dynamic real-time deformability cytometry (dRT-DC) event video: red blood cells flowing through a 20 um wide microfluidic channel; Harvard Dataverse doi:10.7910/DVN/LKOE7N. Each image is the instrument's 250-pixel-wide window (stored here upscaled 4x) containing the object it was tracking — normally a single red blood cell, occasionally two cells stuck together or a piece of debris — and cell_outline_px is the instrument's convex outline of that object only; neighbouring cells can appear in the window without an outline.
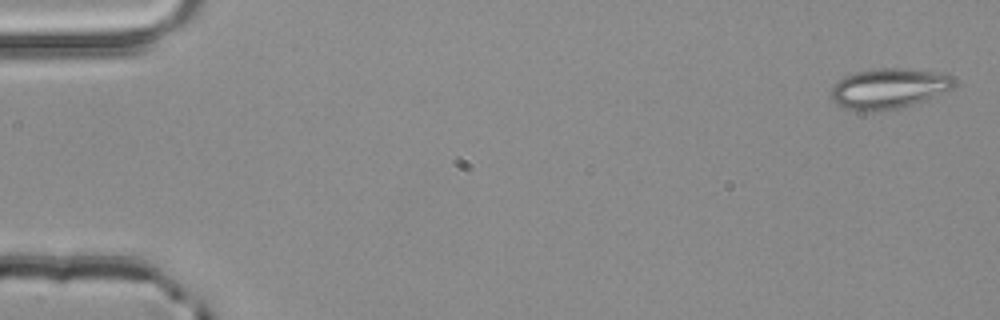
{"species": "common noctule bat (a hibernating species)", "species_latin": "Nyctalus noctula", "temperature_condition": "room temperature", "stored_images_in_passage": 4, "camera_frame_rate_fps": 3000, "um_per_image_px": 0.085, "animal": {"sex": "male", "body_mass_g": 20.4}, "frame": {"image": 1, "passage_image": 1, "time_ms": 0.0, "image_size_px": [1000, 320], "cell_outline_px": [[952, 92], [912, 104], [896, 108], [868, 112], [844, 108], [836, 104], [832, 96], [832, 88], [836, 80], [844, 76], [856, 72], [880, 68], [900, 68], [932, 72], [952, 76]], "centroid_in_image_um": [75.53, 7.53], "position_along_channel_um": 9.5, "area_um2": 28.73}}